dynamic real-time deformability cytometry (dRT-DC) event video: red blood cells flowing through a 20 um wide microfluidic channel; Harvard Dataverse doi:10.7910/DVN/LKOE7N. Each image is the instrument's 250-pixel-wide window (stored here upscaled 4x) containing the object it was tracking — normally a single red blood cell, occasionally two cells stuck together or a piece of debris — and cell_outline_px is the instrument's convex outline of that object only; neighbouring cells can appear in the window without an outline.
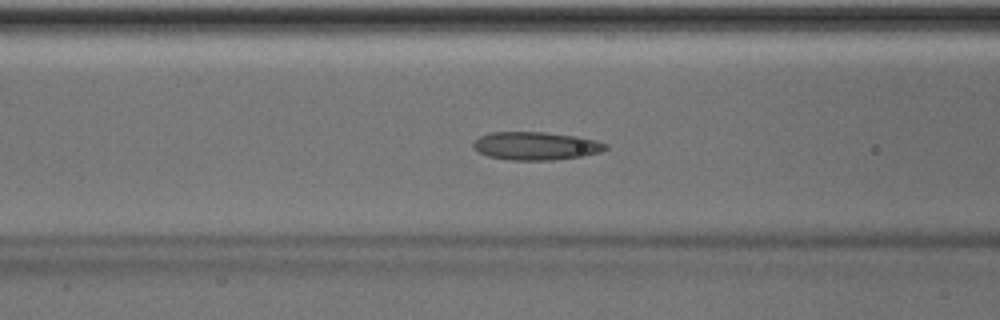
{"species": "Egyptian fruit bat (a non-hibernating species)", "species_latin": "Rousettus aegyptiacus", "temperature_condition": "room temperature", "stored_images_in_passage": 49, "camera_frame_rate_fps": 3000, "um_per_image_px": 0.085, "animal": {"sex": "male"}, "frame": {"image": 1, "passage_image": 19, "time_ms": 6.0, "image_size_px": [1000, 320], "cell_outline_px": [[608, 148], [600, 152], [580, 156], [552, 160], [508, 160], [488, 156], [472, 148], [472, 140], [480, 136], [492, 132], [544, 132], [576, 136], [596, 140], [608, 144]], "centroid_in_image_um": [45.51, 12.4], "position_along_channel_um": 121.1, "area_um2": 21.73}}
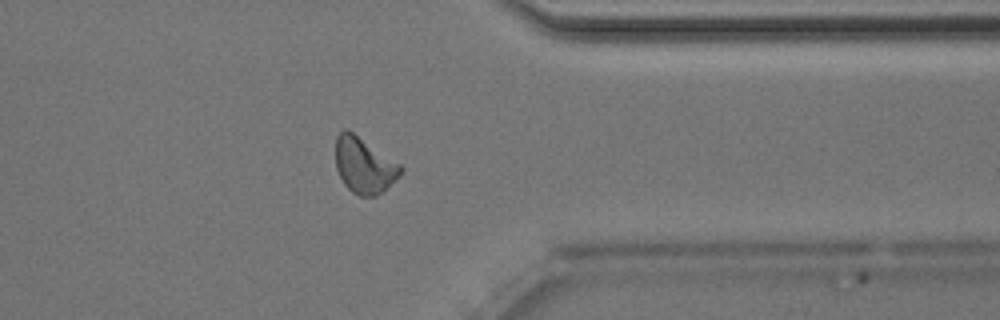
{"frame": {"image": 2, "passage_image": 39, "time_ms": 12.667, "image_size_px": [1000, 320], "cell_outline_px": [[404, 168], [376, 196], [360, 196], [352, 192], [344, 184], [336, 168], [336, 136], [344, 128], [348, 128], [400, 164]], "centroid_in_image_um": [30.89, 14.01], "position_along_channel_um": 380.5, "area_um2": 20.75}}
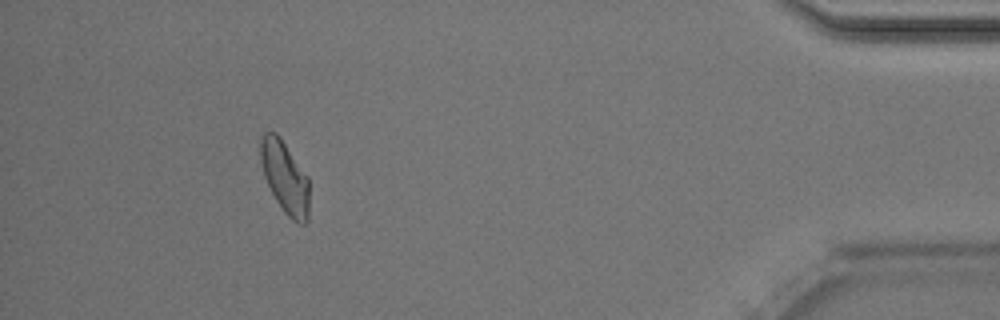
{"frame": {"image": 3, "passage_image": 45, "time_ms": 14.667, "image_size_px": [1000, 320], "cell_outline_px": [[308, 220], [304, 224], [296, 224], [284, 212], [276, 200], [264, 176], [260, 160], [260, 136], [264, 132], [276, 132], [280, 136], [308, 176]], "centroid_in_image_um": [24.21, 15.05], "position_along_channel_um": 411.0, "area_um2": 20.58}, "authors_computed_cell_mechanics": {"area_um2": 20.808, "velocity_mm_per_s": 4.0049, "shape_relaxation_time_tau1_ms": null, "shape_relaxation_time_tau2_ms": 9.1316, "deformation_change_tau1": null, "deformation_change_tau2": 0.1628}}